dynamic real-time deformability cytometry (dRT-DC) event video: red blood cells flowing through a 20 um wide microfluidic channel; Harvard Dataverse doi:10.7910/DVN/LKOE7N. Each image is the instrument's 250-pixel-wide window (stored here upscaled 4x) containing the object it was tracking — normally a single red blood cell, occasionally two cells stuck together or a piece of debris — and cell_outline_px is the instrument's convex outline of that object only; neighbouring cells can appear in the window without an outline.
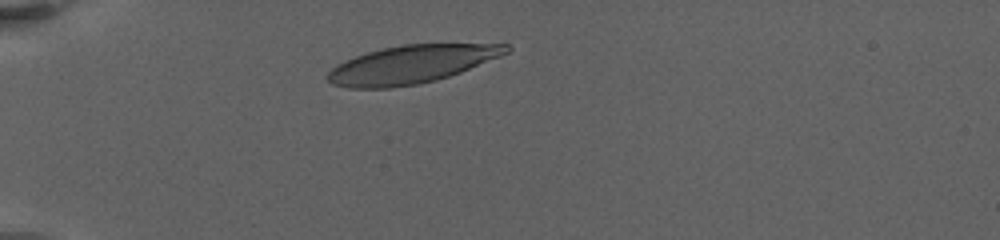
{"species": "human", "species_latin": "Homo sapiens", "temperature_condition": "warm", "stored_images_in_passage": 9, "camera_frame_rate_fps": 3000, "um_per_image_px": 0.085, "donor": {"sex": "female"}, "frame": {"image": 1, "passage_image": 1, "time_ms": 0.0, "image_size_px": [1000, 240], "cell_outline_px": [[512, 48], [508, 52], [500, 56], [460, 72], [436, 80], [420, 84], [392, 88], [348, 88], [332, 84], [324, 76], [336, 64], [344, 60], [368, 52], [384, 48], [404, 44], [508, 44]], "centroid_in_image_um": [34.93, 5.48], "position_along_channel_um": 50.1, "area_um2": 39.48}}